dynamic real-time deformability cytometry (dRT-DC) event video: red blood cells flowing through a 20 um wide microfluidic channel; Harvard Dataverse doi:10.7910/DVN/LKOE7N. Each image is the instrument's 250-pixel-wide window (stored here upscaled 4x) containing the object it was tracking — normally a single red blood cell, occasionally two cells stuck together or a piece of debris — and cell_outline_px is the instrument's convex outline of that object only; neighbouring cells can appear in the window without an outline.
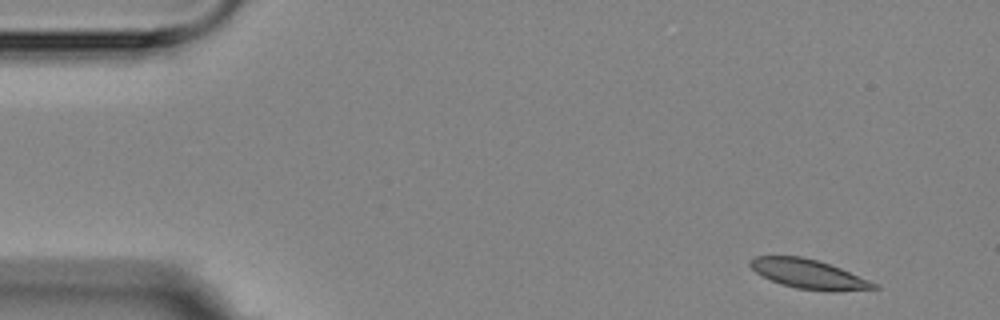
{"species": "Egyptian fruit bat (a non-hibernating species)", "species_latin": "Rousettus aegyptiacus", "temperature_condition": "room temperature", "stored_images_in_passage": 4, "camera_frame_rate_fps": 3000, "um_per_image_px": 0.085, "animal": {"sex": "female"}, "frame": {"image": 1, "passage_image": 1, "time_ms": 0.0, "image_size_px": [1000, 320], "cell_outline_px": [[880, 288], [836, 292], [828, 292], [796, 288], [780, 284], [756, 272], [748, 264], [748, 260], [756, 256], [800, 256], [816, 260], [840, 268], [880, 284]], "centroid_in_image_um": [68.77, 23.31], "position_along_channel_um": 16.2, "area_um2": 21.21}}
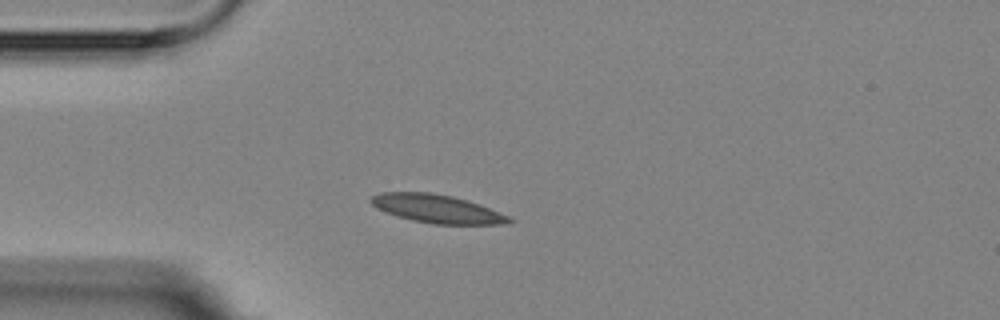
{"frame": {"image": 2, "passage_image": 4, "time_ms": 3.333, "image_size_px": [1000, 320], "cell_outline_px": [[516, 220], [512, 224], [432, 224], [412, 220], [396, 216], [384, 212], [376, 208], [368, 200], [372, 196], [380, 192], [432, 192], [452, 196], [468, 200], [480, 204], [508, 216]], "centroid_in_image_um": [37.14, 17.75], "position_along_channel_um": 47.9, "area_um2": 23.06}}